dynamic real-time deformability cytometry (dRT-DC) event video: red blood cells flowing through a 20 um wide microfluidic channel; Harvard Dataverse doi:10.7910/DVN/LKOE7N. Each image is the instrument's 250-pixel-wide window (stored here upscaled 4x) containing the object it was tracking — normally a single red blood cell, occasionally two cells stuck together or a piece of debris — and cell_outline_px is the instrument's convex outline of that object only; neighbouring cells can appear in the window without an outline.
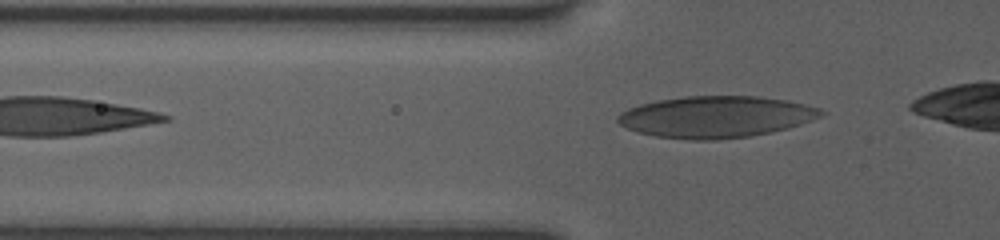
{"species": "human", "species_latin": "Homo sapiens", "temperature_condition": "room temperature", "stored_images_in_passage": 26, "camera_frame_rate_fps": 3000, "um_per_image_px": 0.085, "donor": {"sex": "female"}, "frame": {"image": 1, "passage_image": 2, "time_ms": 0.333, "image_size_px": [1000, 240], "cell_outline_px": [[828, 112], [824, 116], [788, 128], [748, 136], [716, 140], [692, 140], [656, 136], [636, 132], [620, 124], [616, 120], [616, 116], [620, 112], [628, 108], [640, 104], [656, 100], [684, 96], [760, 96], [788, 100], [820, 108]], "centroid_in_image_um": [60.86, 9.92], "position_along_channel_um": 64.9, "area_um2": 49.53}}
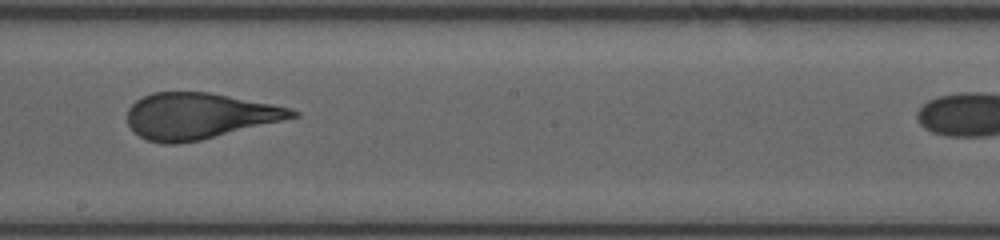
{"frame": {"image": 2, "passage_image": 12, "time_ms": 3.667, "image_size_px": [1000, 240], "cell_outline_px": [[300, 116], [200, 140], [176, 144], [164, 144], [148, 140], [132, 132], [128, 124], [128, 108], [136, 100], [152, 92], [208, 92], [272, 104], [292, 108], [300, 112]], "centroid_in_image_um": [16.91, 9.85], "position_along_channel_um": 231.3, "area_um2": 44.1}}
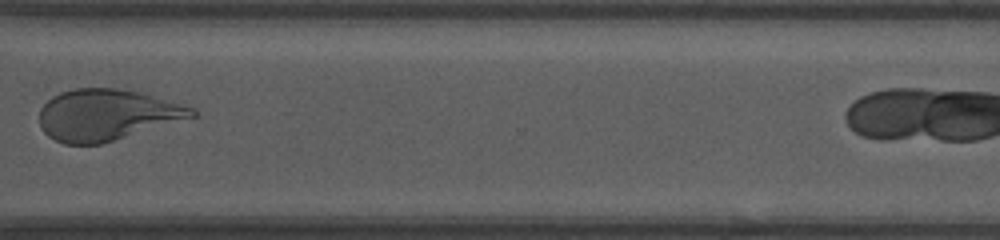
{"frame": {"image": 3, "passage_image": 20, "time_ms": 6.333, "image_size_px": [1000, 240], "cell_outline_px": [[200, 116], [100, 144], [64, 144], [48, 136], [44, 132], [40, 124], [40, 108], [52, 96], [60, 92], [76, 88], [116, 88], [140, 92], [196, 108]], "centroid_in_image_um": [9.12, 9.76], "position_along_channel_um": 361.5, "area_um2": 45.72}}